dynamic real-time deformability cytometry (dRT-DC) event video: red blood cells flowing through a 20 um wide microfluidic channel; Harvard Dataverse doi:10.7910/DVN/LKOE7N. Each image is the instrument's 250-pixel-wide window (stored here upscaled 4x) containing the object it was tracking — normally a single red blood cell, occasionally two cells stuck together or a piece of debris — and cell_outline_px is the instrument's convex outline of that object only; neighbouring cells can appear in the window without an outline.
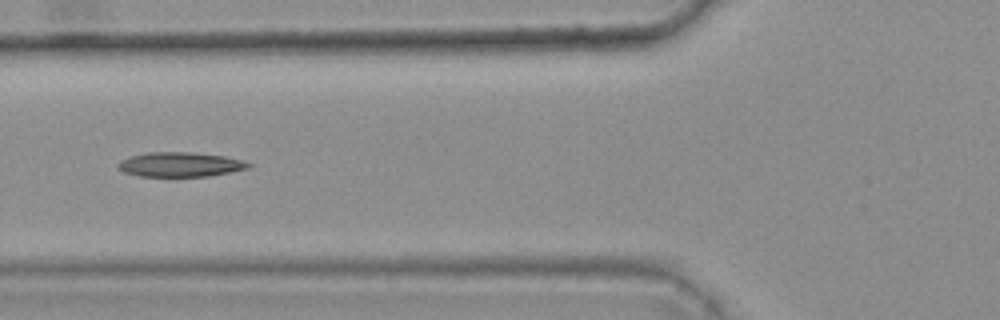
{"species": "common noctule bat (a hibernating species)", "species_latin": "Nyctalus noctula", "temperature_condition": "warm", "stored_images_in_passage": 47, "camera_frame_rate_fps": 3000, "um_per_image_px": 0.085, "animal": {"sex": "female", "body_mass_g": 25.1}, "frame": {"image": 1, "passage_image": 21, "time_ms": 6.667, "image_size_px": [1000, 320], "cell_outline_px": [[252, 164], [248, 168], [208, 176], [140, 176], [124, 172], [116, 168], [116, 164], [120, 160], [132, 156], [148, 152], [192, 152], [224, 156], [244, 160]], "centroid_in_image_um": [15.29, 13.97], "position_along_channel_um": 110.5, "area_um2": 18.61}, "authors_computed_cell_mechanics": {"area_um2": 18.9006, "velocity_mm_per_s": 3.7243, "shape_relaxation_time_tau1_ms": null, "shape_relaxation_time_tau2_ms": 4.5586, "deformation_change_tau1": null, "deformation_change_tau2": 0.1313}}